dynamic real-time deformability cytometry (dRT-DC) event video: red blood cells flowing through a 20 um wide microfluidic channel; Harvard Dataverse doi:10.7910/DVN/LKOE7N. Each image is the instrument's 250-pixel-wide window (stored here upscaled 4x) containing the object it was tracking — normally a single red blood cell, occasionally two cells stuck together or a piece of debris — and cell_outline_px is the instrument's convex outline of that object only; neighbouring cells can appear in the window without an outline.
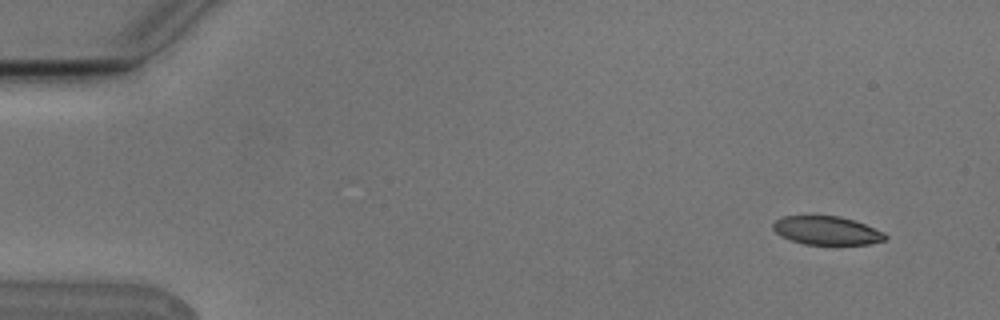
{"species": "Egyptian fruit bat (a non-hibernating species)", "species_latin": "Rousettus aegyptiacus", "temperature_condition": "cold", "stored_images_in_passage": 5, "camera_frame_rate_fps": 3000, "um_per_image_px": 0.085, "animal": {"sex": "male"}, "frame": {"image": 1, "passage_image": 1, "time_ms": 0.0, "image_size_px": [1000, 320], "cell_outline_px": [[888, 236], [884, 240], [868, 244], [804, 244], [780, 236], [772, 228], [772, 224], [776, 220], [784, 216], [840, 216], [864, 224], [884, 232]], "centroid_in_image_um": [70.26, 19.59], "position_along_channel_um": 14.7, "area_um2": 18.44}}
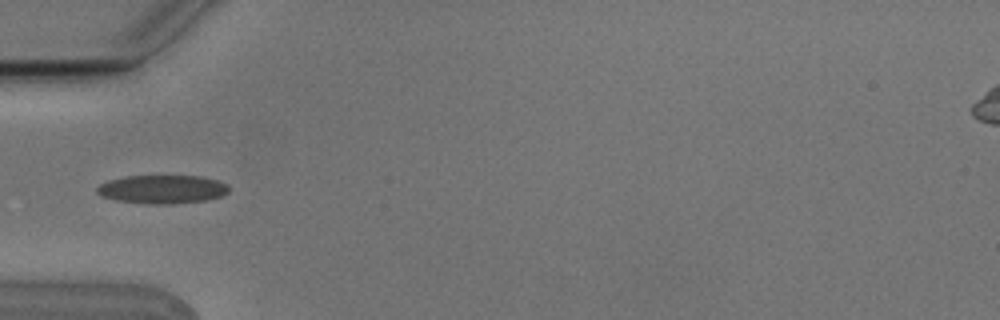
{"frame": {"image": 2, "passage_image": 5, "time_ms": 1.333, "image_size_px": [1000, 320], "cell_outline_px": [[228, 192], [224, 196], [208, 200], [172, 204], [144, 204], [116, 200], [100, 196], [96, 192], [96, 188], [100, 184], [108, 180], [124, 176], [200, 176], [216, 180], [228, 184]], "centroid_in_image_um": [13.79, 16.1], "position_along_channel_um": 71.2, "area_um2": 22.2}}